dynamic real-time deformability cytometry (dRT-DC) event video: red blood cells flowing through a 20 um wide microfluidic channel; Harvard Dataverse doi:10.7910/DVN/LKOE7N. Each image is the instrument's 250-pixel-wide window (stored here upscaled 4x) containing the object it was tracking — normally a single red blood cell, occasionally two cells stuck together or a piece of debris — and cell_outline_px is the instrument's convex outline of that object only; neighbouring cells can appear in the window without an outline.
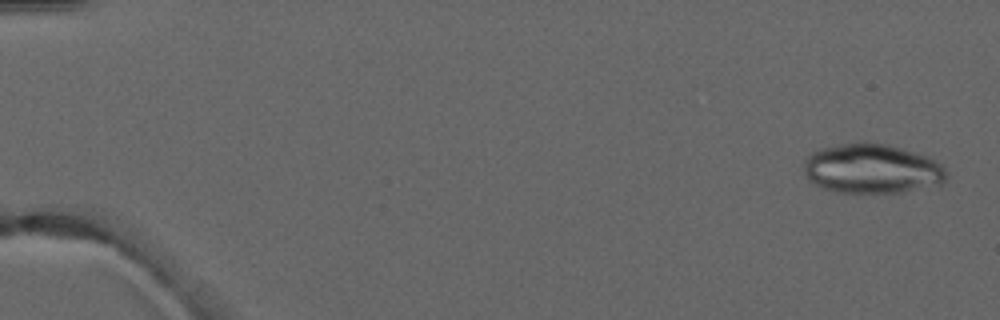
{"species": "common noctule bat (a hibernating species)", "species_latin": "Nyctalus noctula", "temperature_condition": "warm", "stored_images_in_passage": 5, "camera_frame_rate_fps": 3000, "um_per_image_px": 0.085, "animal": {"sex": "male", "forearm_length_mm": 52.5}, "frame": {"image": 1, "passage_image": 5, "time_ms": 5.0, "image_size_px": [1000, 320], "cell_outline_px": [[948, 172], [940, 188], [900, 192], [836, 192], [824, 188], [808, 180], [804, 172], [804, 160], [812, 152], [820, 148], [860, 140], [864, 140], [888, 144], [928, 156], [940, 164]], "centroid_in_image_um": [74.16, 14.33], "position_along_channel_um": 10.8, "area_um2": 42.02}}